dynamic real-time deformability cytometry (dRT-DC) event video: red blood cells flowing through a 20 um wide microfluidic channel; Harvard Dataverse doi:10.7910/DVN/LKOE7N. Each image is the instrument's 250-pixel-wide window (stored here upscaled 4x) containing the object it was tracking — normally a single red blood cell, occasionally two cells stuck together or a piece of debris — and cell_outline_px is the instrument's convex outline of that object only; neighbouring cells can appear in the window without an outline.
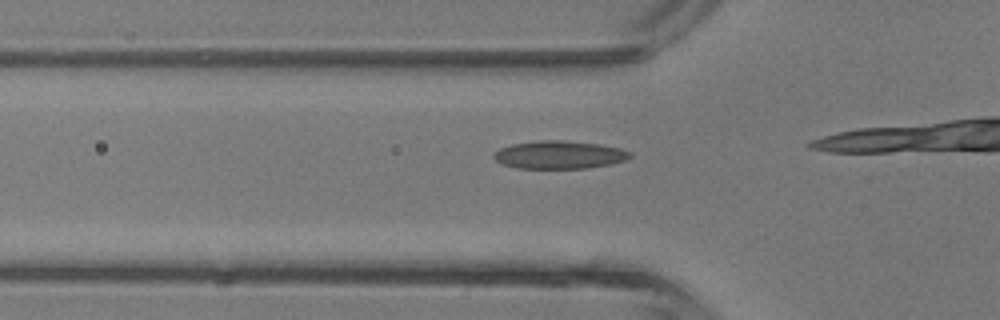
{"species": "common noctule bat (a hibernating species)", "species_latin": "Nyctalus noctula", "temperature_condition": "room temperature", "stored_images_in_passage": 12, "camera_frame_rate_fps": 3000, "um_per_image_px": 0.085, "animal": {"sex": "male", "body_mass_g": 13.3}, "frame": {"image": 1, "passage_image": 10, "time_ms": 3.0, "image_size_px": [1000, 320], "cell_outline_px": [[632, 156], [624, 160], [612, 164], [588, 168], [516, 168], [500, 164], [492, 156], [500, 148], [512, 144], [540, 140], [564, 140], [600, 144], [620, 148], [632, 152]], "centroid_in_image_um": [47.55, 13.16], "position_along_channel_um": 78.3, "area_um2": 22.31}}